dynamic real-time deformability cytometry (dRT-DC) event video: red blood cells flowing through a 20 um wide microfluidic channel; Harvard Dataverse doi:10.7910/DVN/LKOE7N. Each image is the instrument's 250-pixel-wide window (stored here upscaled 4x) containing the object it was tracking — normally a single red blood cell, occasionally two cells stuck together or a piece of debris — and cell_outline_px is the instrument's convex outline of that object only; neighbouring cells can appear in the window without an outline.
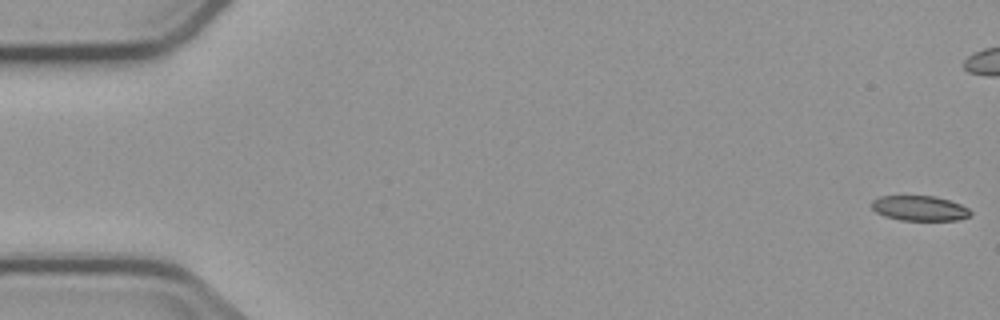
{"species": "common noctule bat (a hibernating species)", "species_latin": "Nyctalus noctula", "temperature_condition": "cold", "stored_images_in_passage": 5, "camera_frame_rate_fps": 3000, "um_per_image_px": 0.085, "animal": {"sex": "male", "body_mass_g": 23.1, "forearm_length_mm": 52.7}, "frame": {"image": 1, "passage_image": 1, "time_ms": 0.0, "image_size_px": [1000, 320], "cell_outline_px": [[972, 216], [956, 220], [900, 220], [884, 216], [876, 212], [872, 208], [872, 200], [880, 196], [936, 196], [960, 204], [968, 208], [972, 212]], "centroid_in_image_um": [78.17, 17.7], "position_along_channel_um": 6.8, "area_um2": 14.45}}